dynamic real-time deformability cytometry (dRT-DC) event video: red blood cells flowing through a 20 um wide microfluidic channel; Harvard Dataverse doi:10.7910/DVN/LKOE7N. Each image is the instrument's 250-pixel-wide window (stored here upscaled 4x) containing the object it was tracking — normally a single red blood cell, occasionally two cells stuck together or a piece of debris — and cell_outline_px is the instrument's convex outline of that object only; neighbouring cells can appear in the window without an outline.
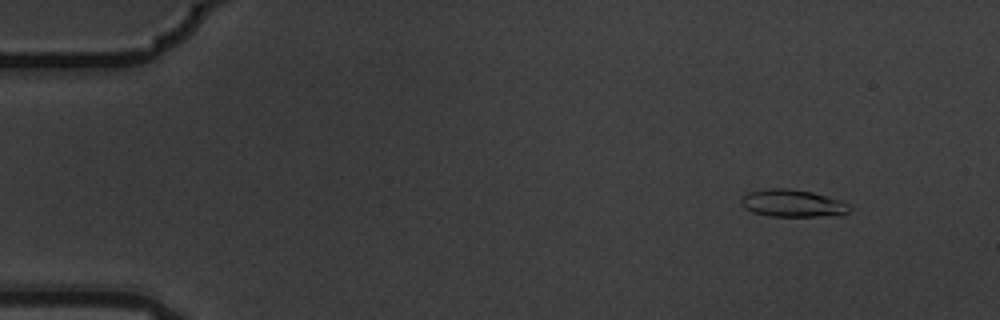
{"species": "common noctule bat (a hibernating species)", "species_latin": "Nyctalus noctula", "temperature_condition": "warm", "stored_images_in_passage": 4, "camera_frame_rate_fps": 3000, "um_per_image_px": 0.085, "animal": {"sex": "male", "body_mass_g": 19.5, "forearm_length_mm": 54.6}, "frame": {"image": 1, "passage_image": 1, "time_ms": 0.0, "image_size_px": [1000, 320], "cell_outline_px": [[852, 208], [844, 216], [768, 216], [752, 212], [744, 208], [740, 204], [740, 200], [748, 192], [768, 188], [788, 188], [812, 192], [840, 200], [848, 204]], "centroid_in_image_um": [67.38, 17.29], "position_along_channel_um": 17.6, "area_um2": 17.51}}
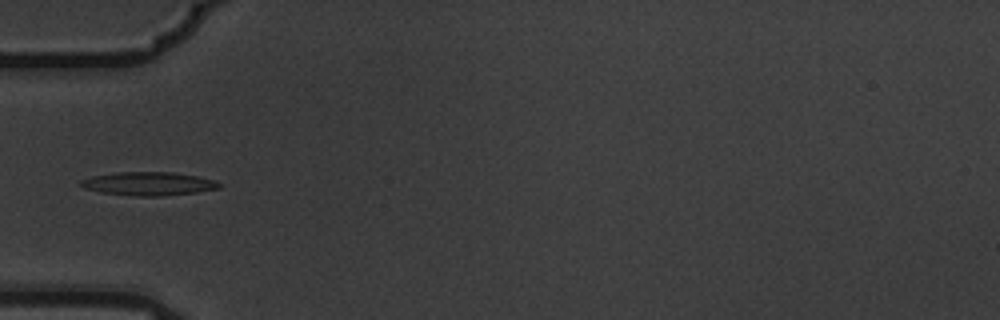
{"frame": {"image": 2, "passage_image": 4, "time_ms": 1.0, "image_size_px": [1000, 320], "cell_outline_px": [[220, 188], [196, 192], [160, 196], [136, 196], [104, 192], [84, 188], [80, 184], [80, 180], [92, 176], [116, 172], [172, 172], [196, 176], [216, 180], [220, 184]], "centroid_in_image_um": [12.64, 15.61], "position_along_channel_um": 72.4, "area_um2": 18.73}}